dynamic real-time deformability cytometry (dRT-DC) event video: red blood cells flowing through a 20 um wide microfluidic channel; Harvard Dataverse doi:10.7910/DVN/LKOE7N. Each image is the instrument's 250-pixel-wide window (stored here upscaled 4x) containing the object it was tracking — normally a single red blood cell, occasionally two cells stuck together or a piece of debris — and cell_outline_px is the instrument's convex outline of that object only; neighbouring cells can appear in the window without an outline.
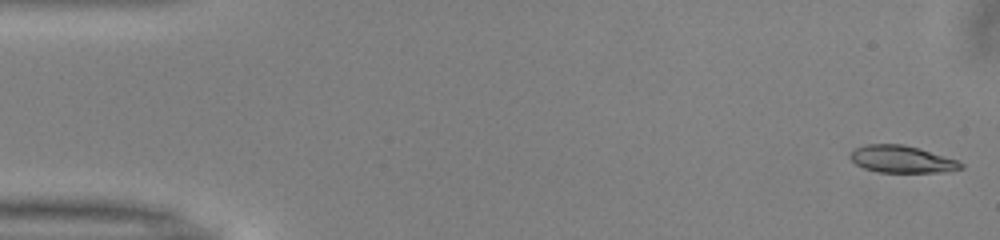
{"species": "common noctule bat (a hibernating species)", "species_latin": "Nyctalus noctula", "temperature_condition": "warm", "stored_images_in_passage": 14, "camera_frame_rate_fps": 3000, "um_per_image_px": 0.085, "animal": {"sex": "male", "body_mass_g": 13.0, "forearm_length_mm": 53.1}, "frame": {"image": 1, "passage_image": 1, "time_ms": 0.0, "image_size_px": [1000, 240], "cell_outline_px": [[964, 168], [940, 172], [880, 172], [864, 168], [856, 164], [848, 156], [856, 148], [864, 144], [904, 144], [920, 148], [956, 160], [964, 164]], "centroid_in_image_um": [76.64, 13.52], "position_along_channel_um": 8.4, "area_um2": 17.4}}
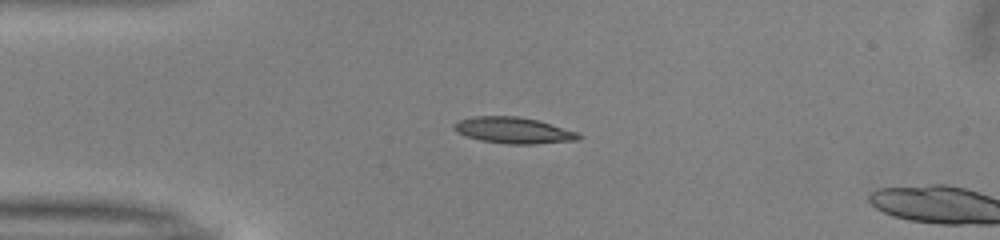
{"frame": {"image": 2, "passage_image": 12, "time_ms": 3.667, "image_size_px": [1000, 240], "cell_outline_px": [[584, 136], [580, 140], [536, 144], [504, 144], [480, 140], [456, 132], [452, 128], [452, 124], [460, 120], [476, 116], [516, 116], [540, 120], [576, 132]], "centroid_in_image_um": [43.67, 11.08], "position_along_channel_um": 41.3, "area_um2": 19.19}}